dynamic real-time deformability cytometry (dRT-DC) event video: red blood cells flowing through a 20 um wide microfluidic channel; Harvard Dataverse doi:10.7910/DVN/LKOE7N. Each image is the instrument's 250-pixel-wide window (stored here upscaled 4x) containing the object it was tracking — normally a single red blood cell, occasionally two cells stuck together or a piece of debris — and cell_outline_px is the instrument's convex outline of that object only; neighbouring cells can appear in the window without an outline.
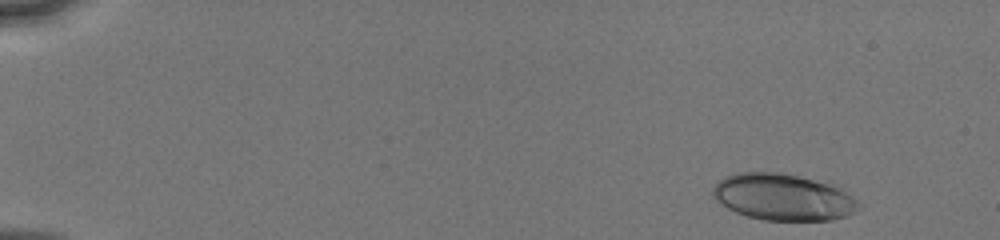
{"species": "human", "species_latin": "Homo sapiens", "temperature_condition": "cold", "stored_images_in_passage": 21, "camera_frame_rate_fps": 3000, "um_per_image_px": 0.085, "donor": {"sex": "male"}, "frame": {"image": 1, "passage_image": 1, "time_ms": 0.0, "image_size_px": [1000, 240], "cell_outline_px": [[860, 208], [848, 216], [832, 220], [764, 220], [748, 216], [736, 212], [728, 208], [716, 200], [712, 196], [712, 188], [724, 176], [736, 172], [776, 172], [832, 180], [840, 184], [860, 204]], "centroid_in_image_um": [66.65, 16.72], "position_along_channel_um": 18.3, "area_um2": 40.63}}
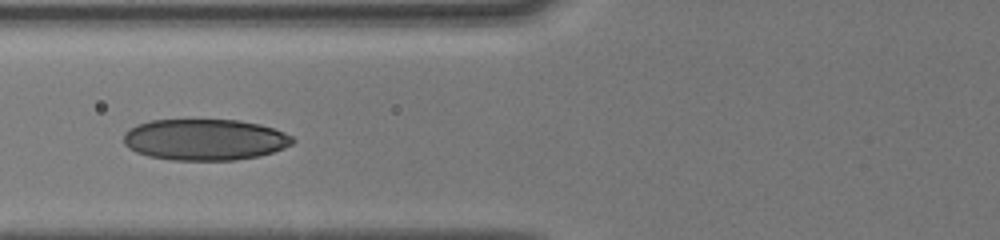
{"frame": {"image": 2, "passage_image": 16, "time_ms": 5.667, "image_size_px": [1000, 240], "cell_outline_px": [[296, 140], [292, 144], [284, 148], [260, 156], [236, 160], [172, 160], [148, 156], [136, 152], [128, 148], [124, 144], [124, 132], [128, 128], [136, 124], [152, 120], [240, 120], [260, 124], [284, 132], [292, 136]], "centroid_in_image_um": [17.4, 11.87], "position_along_channel_um": 108.4, "area_um2": 40.92}}
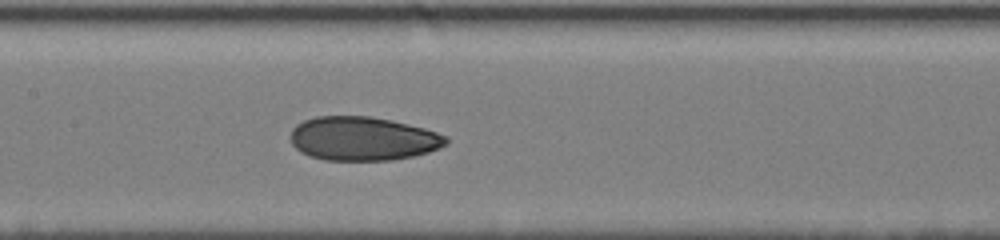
{"frame": {"image": 3, "passage_image": 21, "time_ms": 7.333, "image_size_px": [1000, 240], "cell_outline_px": [[448, 144], [440, 148], [428, 152], [412, 156], [392, 160], [324, 160], [308, 156], [300, 152], [292, 144], [292, 128], [296, 124], [304, 120], [316, 116], [368, 116], [392, 120], [424, 128], [448, 136]], "centroid_in_image_um": [30.85, 11.78], "position_along_channel_um": 176.6, "area_um2": 39.88}}